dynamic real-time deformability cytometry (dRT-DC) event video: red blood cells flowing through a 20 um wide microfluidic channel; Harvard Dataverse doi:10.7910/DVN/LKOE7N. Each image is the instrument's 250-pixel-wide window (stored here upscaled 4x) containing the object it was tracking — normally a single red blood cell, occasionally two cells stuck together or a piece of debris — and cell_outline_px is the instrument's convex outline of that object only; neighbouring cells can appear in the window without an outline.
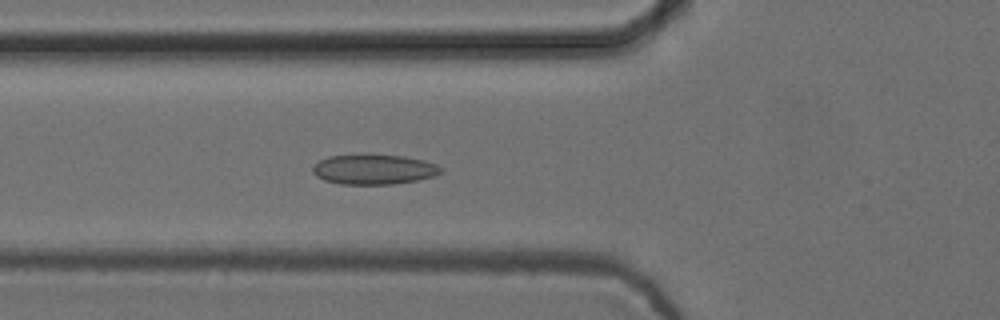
{"species": "common noctule bat (a hibernating species)", "species_latin": "Nyctalus noctula", "temperature_condition": "cold", "stored_images_in_passage": 55, "camera_frame_rate_fps": 3000, "um_per_image_px": 0.085, "animal": {"sex": "female", "body_mass_g": 24.6, "forearm_length_mm": 56.2}, "frame": {"image": 1, "passage_image": 20, "time_ms": 6.333, "image_size_px": [1000, 320], "cell_outline_px": [[444, 168], [436, 176], [416, 180], [392, 184], [340, 184], [324, 180], [316, 176], [312, 172], [312, 168], [320, 160], [328, 156], [404, 156], [424, 160], [436, 164]], "centroid_in_image_um": [31.8, 14.42], "position_along_channel_um": 94.0, "area_um2": 21.96}}
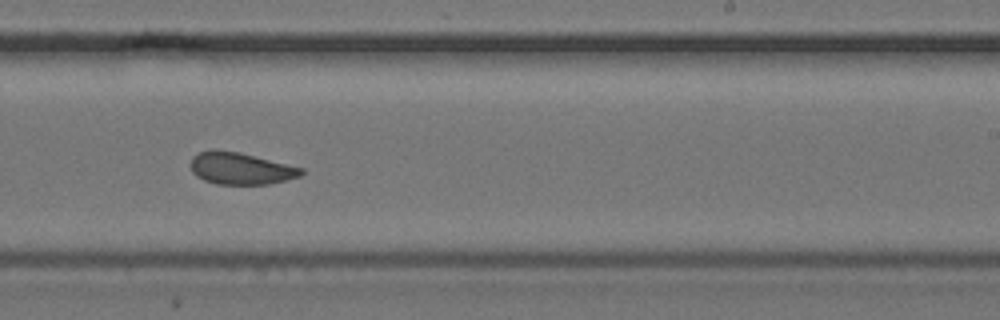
{"frame": {"image": 2, "passage_image": 34, "time_ms": 11.0, "image_size_px": [1000, 320], "cell_outline_px": [[304, 172], [300, 176], [268, 184], [216, 184], [204, 180], [196, 176], [192, 172], [192, 156], [200, 152], [240, 152], [304, 168]], "centroid_in_image_um": [20.5, 14.35], "position_along_channel_um": 268.5, "area_um2": 20.06}}
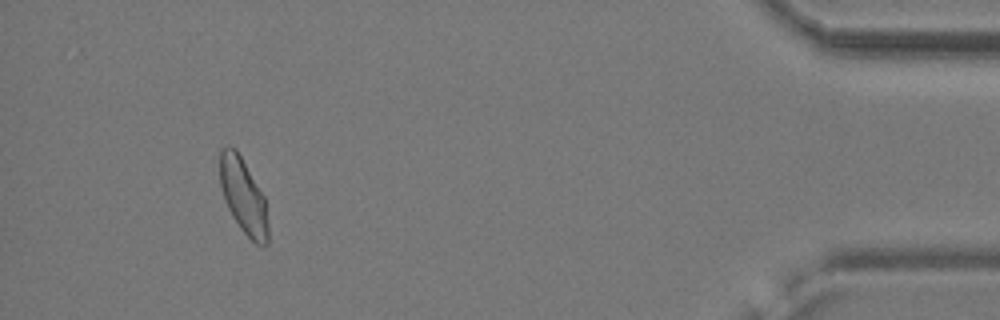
{"frame": {"image": 3, "passage_image": 51, "time_ms": 16.667, "image_size_px": [1000, 320], "cell_outline_px": [[268, 244], [256, 244], [240, 228], [232, 216], [224, 200], [220, 184], [220, 148], [228, 144], [236, 148], [264, 196], [268, 224]], "centroid_in_image_um": [20.66, 16.63], "position_along_channel_um": 414.5, "area_um2": 21.1}, "authors_computed_cell_mechanics": {"area_um2": 21.675, "velocity_mm_per_s": 3.7318, "shape_relaxation_time_tau1_ms": 4.3068, "shape_relaxation_time_tau2_ms": 1.7328, "deformation_change_tau1": 0.0902, "deformation_change_tau2": 0.0733}}